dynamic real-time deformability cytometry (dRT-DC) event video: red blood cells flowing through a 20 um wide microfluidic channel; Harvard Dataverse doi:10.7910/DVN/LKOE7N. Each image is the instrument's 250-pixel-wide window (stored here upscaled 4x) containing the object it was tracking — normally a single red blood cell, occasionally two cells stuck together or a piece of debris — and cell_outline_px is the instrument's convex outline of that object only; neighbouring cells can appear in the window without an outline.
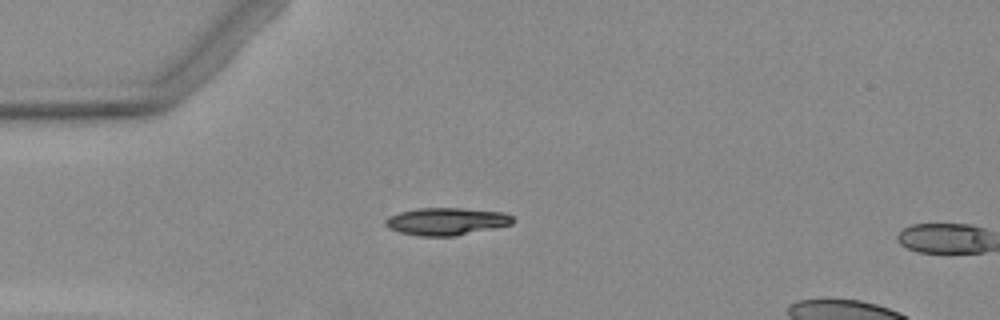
{"species": "Egyptian fruit bat (a non-hibernating species)", "species_latin": "Rousettus aegyptiacus", "temperature_condition": "warm", "stored_images_in_passage": 3, "segment_of_instrument_passage": [1, 2], "camera_frame_rate_fps": 3000, "um_per_image_px": 0.085, "animal": {"sex": "female"}, "frame": {"image": 1, "passage_image": 2, "time_ms": 1.0, "image_size_px": [1000, 320], "cell_outline_px": [[516, 220], [512, 224], [456, 236], [420, 236], [400, 232], [388, 228], [384, 224], [384, 220], [388, 216], [400, 212], [420, 208], [460, 208], [504, 212], [512, 216]], "centroid_in_image_um": [37.94, 18.82], "position_along_channel_um": 47.1, "area_um2": 20.4}}